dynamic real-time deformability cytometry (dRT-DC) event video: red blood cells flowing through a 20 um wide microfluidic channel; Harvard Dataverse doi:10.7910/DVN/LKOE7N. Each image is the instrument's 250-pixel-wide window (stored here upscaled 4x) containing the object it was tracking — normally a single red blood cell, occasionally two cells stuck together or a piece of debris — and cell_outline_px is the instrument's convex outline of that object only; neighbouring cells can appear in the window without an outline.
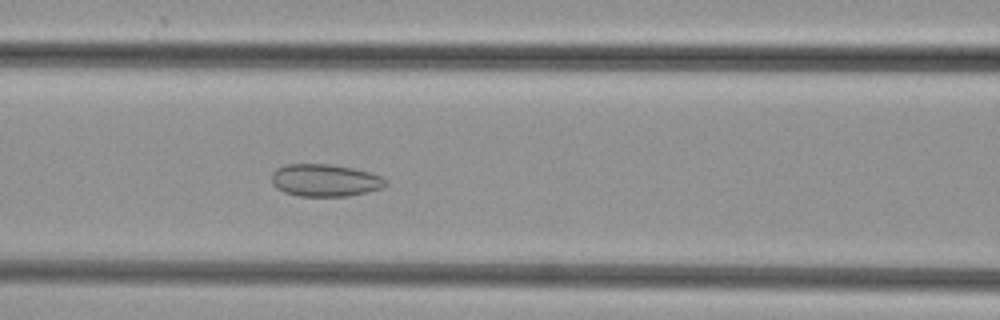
{"species": "common noctule bat (a hibernating species)", "species_latin": "Nyctalus noctula", "temperature_condition": "cold", "stored_images_in_passage": 49, "camera_frame_rate_fps": 3000, "um_per_image_px": 0.085, "animal": {"sex": "female", "body_mass_g": 29.2, "forearm_length_mm": 56.3}, "frame": {"image": 1, "passage_image": 21, "time_ms": 6.667, "image_size_px": [1000, 320], "cell_outline_px": [[388, 184], [384, 188], [368, 192], [348, 196], [300, 196], [284, 192], [276, 188], [272, 184], [272, 172], [276, 168], [284, 164], [328, 164], [352, 168], [372, 172], [384, 176], [388, 180]], "centroid_in_image_um": [27.67, 15.32], "position_along_channel_um": 138.9, "area_um2": 21.91}}
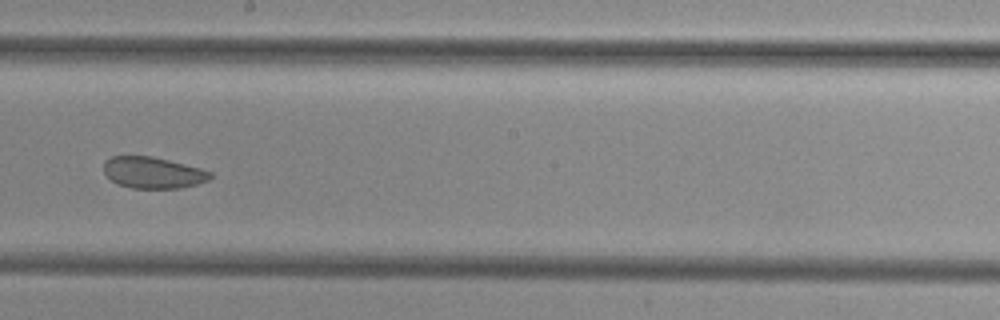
{"frame": {"image": 2, "passage_image": 28, "time_ms": 9.0, "image_size_px": [1000, 320], "cell_outline_px": [[212, 176], [208, 180], [196, 184], [180, 188], [132, 188], [116, 184], [104, 172], [104, 160], [112, 156], [152, 156], [200, 168], [212, 172]], "centroid_in_image_um": [12.99, 14.67], "position_along_channel_um": 235.2, "area_um2": 19.42}}
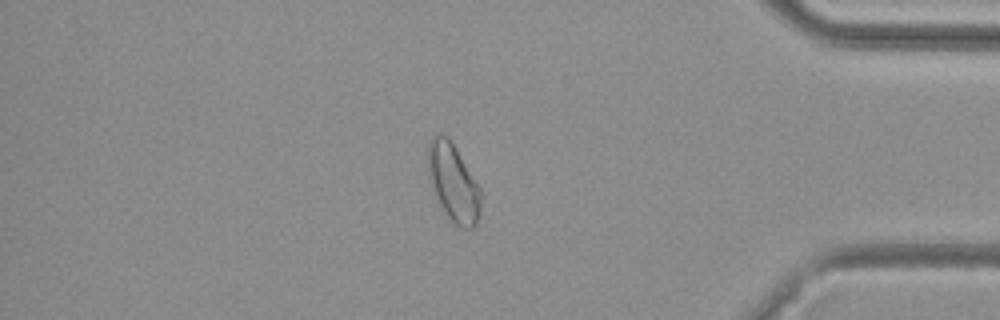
{"frame": {"image": 3, "passage_image": 42, "time_ms": 13.667, "image_size_px": [1000, 320], "cell_outline_px": [[480, 212], [476, 224], [472, 228], [464, 228], [456, 224], [444, 212], [432, 188], [428, 176], [428, 140], [436, 132], [448, 136], [480, 188]], "centroid_in_image_um": [38.5, 15.48], "position_along_channel_um": 396.7, "area_um2": 23.64}}